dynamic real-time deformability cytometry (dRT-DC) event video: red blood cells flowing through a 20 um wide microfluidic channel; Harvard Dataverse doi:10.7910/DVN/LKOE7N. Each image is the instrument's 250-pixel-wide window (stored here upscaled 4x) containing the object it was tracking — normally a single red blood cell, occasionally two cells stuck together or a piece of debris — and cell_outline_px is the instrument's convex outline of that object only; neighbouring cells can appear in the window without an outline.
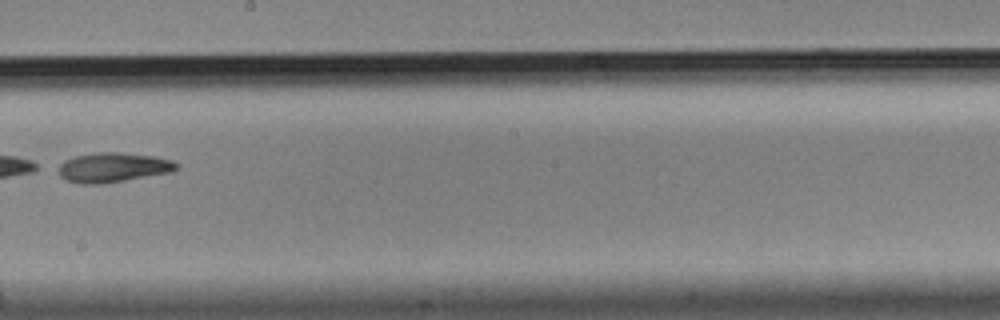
{"species": "Egyptian fruit bat (a non-hibernating species)", "species_latin": "Rousettus aegyptiacus", "temperature_condition": "cold", "stored_images_in_passage": 7, "camera_frame_rate_fps": 3000, "um_per_image_px": 0.085, "animal": {"sex": "male"}, "frame": {"image": 1, "passage_image": 7, "time_ms": 2.0, "image_size_px": [1000, 320], "cell_outline_px": [[180, 168], [172, 172], [100, 184], [80, 184], [68, 180], [60, 176], [52, 168], [64, 160], [72, 156], [96, 152], [116, 152], [152, 156], [172, 160], [180, 164]], "centroid_in_image_um": [9.54, 14.22], "position_along_channel_um": 238.7, "area_um2": 20.75}}